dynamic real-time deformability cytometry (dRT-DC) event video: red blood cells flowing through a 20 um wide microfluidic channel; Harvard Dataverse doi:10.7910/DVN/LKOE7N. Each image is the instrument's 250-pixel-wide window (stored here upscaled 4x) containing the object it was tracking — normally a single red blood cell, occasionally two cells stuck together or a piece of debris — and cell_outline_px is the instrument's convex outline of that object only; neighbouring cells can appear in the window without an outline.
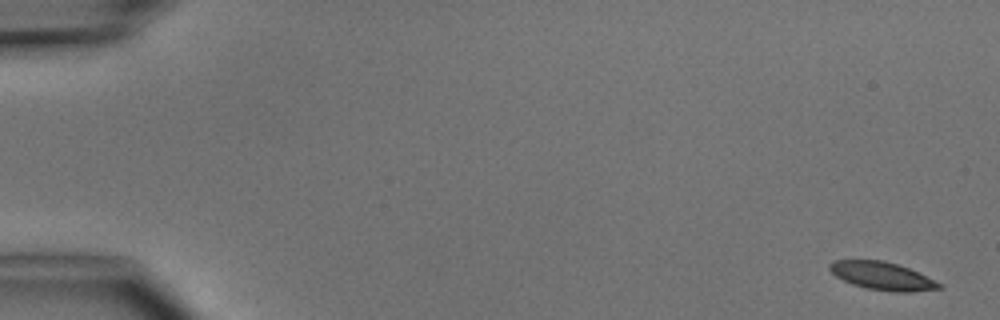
{"species": "common noctule bat (a hibernating species)", "species_latin": "Nyctalus noctula", "temperature_condition": "cold", "stored_images_in_passage": 4, "camera_frame_rate_fps": 3000, "um_per_image_px": 0.085, "animal": {"sex": "male", "body_mass_g": 15.6}, "frame": {"image": 1, "passage_image": 1, "time_ms": 0.0, "image_size_px": [1000, 320], "cell_outline_px": [[944, 288], [912, 292], [896, 292], [868, 288], [852, 284], [836, 276], [828, 268], [828, 264], [832, 260], [884, 260], [908, 268], [940, 284]], "centroid_in_image_um": [74.94, 23.45], "position_along_channel_um": 10.1, "area_um2": 17.51}}
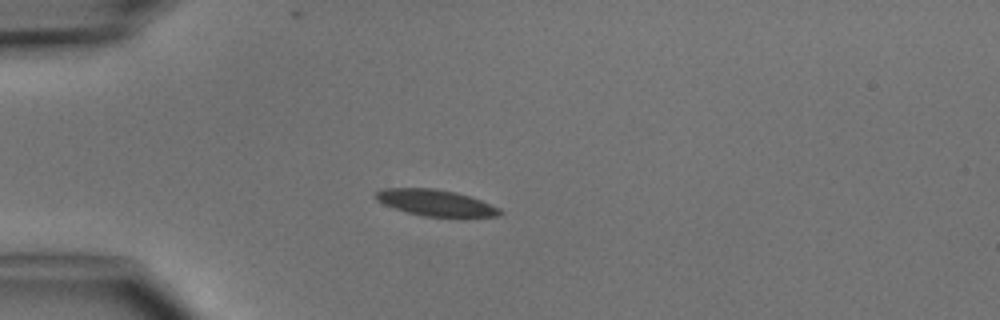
{"frame": {"image": 2, "passage_image": 4, "time_ms": 4.0, "image_size_px": [1000, 320], "cell_outline_px": [[504, 212], [500, 216], [460, 220], [424, 216], [408, 212], [384, 204], [376, 200], [372, 196], [376, 192], [384, 188], [436, 188], [456, 192], [480, 200], [500, 208]], "centroid_in_image_um": [37.13, 17.29], "position_along_channel_um": 47.9, "area_um2": 19.88}}